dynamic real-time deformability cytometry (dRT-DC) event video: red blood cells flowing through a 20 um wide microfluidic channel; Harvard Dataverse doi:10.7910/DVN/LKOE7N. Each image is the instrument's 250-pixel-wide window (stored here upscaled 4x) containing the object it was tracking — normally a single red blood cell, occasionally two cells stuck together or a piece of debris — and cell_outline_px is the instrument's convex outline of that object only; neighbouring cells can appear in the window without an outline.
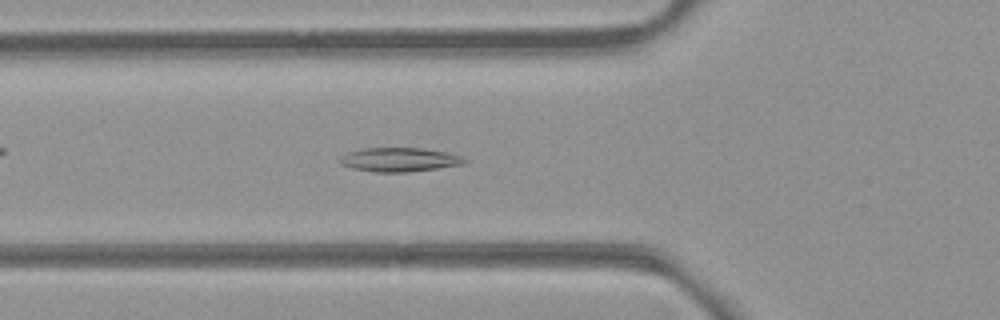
{"species": "common noctule bat (a hibernating species)", "species_latin": "Nyctalus noctula", "temperature_condition": "room temperature", "stored_images_in_passage": 53, "camera_frame_rate_fps": 3000, "um_per_image_px": 0.085, "animal": {"sex": "female", "body_mass_g": 21.9}, "frame": {"image": 1, "passage_image": 19, "time_ms": 6.0, "image_size_px": [1000, 320], "cell_outline_px": [[468, 160], [464, 164], [408, 172], [376, 172], [352, 168], [340, 164], [340, 156], [348, 152], [364, 148], [424, 148], [464, 156]], "centroid_in_image_um": [33.96, 13.57], "position_along_channel_um": 91.8, "area_um2": 17.4}}
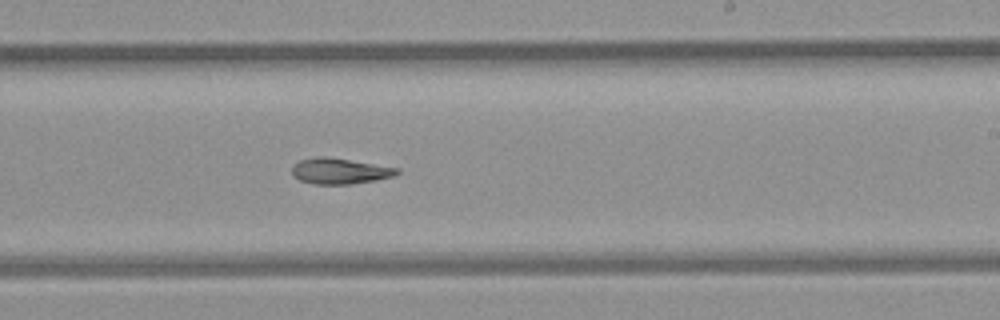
{"frame": {"image": 2, "passage_image": 32, "time_ms": 10.333, "image_size_px": [1000, 320], "cell_outline_px": [[400, 172], [392, 176], [376, 180], [352, 184], [316, 184], [300, 180], [292, 176], [292, 168], [300, 160], [320, 156], [324, 156], [400, 168]], "centroid_in_image_um": [28.88, 14.54], "position_along_channel_um": 260.1, "area_um2": 15.61}}
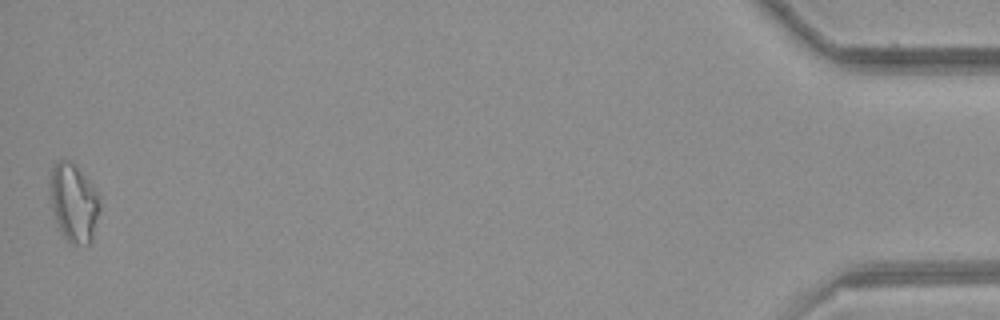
{"frame": {"image": 3, "passage_image": 53, "time_ms": 17.333, "image_size_px": [1000, 320], "cell_outline_px": [[100, 208], [92, 240], [88, 244], [72, 244], [64, 236], [56, 220], [52, 208], [52, 168], [60, 160], [68, 160], [84, 176], [92, 188], [96, 196]], "centroid_in_image_um": [6.28, 17.29], "position_along_channel_um": 428.9, "area_um2": 21.33}}